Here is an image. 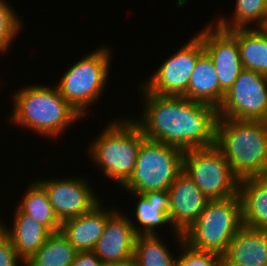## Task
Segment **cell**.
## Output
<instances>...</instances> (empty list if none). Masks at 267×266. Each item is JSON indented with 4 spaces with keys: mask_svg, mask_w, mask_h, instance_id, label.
<instances>
[{
    "mask_svg": "<svg viewBox=\"0 0 267 266\" xmlns=\"http://www.w3.org/2000/svg\"><path fill=\"white\" fill-rule=\"evenodd\" d=\"M19 261H22L11 241L2 234L0 236V266H20Z\"/></svg>",
    "mask_w": 267,
    "mask_h": 266,
    "instance_id": "obj_28",
    "label": "cell"
},
{
    "mask_svg": "<svg viewBox=\"0 0 267 266\" xmlns=\"http://www.w3.org/2000/svg\"><path fill=\"white\" fill-rule=\"evenodd\" d=\"M201 38L196 34L187 44L169 56L161 66L141 85L151 94L183 96L198 58L204 53Z\"/></svg>",
    "mask_w": 267,
    "mask_h": 266,
    "instance_id": "obj_10",
    "label": "cell"
},
{
    "mask_svg": "<svg viewBox=\"0 0 267 266\" xmlns=\"http://www.w3.org/2000/svg\"><path fill=\"white\" fill-rule=\"evenodd\" d=\"M70 266H104L102 261L92 252H78Z\"/></svg>",
    "mask_w": 267,
    "mask_h": 266,
    "instance_id": "obj_29",
    "label": "cell"
},
{
    "mask_svg": "<svg viewBox=\"0 0 267 266\" xmlns=\"http://www.w3.org/2000/svg\"><path fill=\"white\" fill-rule=\"evenodd\" d=\"M137 235L129 216L117 209L107 219L104 232L92 252L103 264L127 261L134 256Z\"/></svg>",
    "mask_w": 267,
    "mask_h": 266,
    "instance_id": "obj_14",
    "label": "cell"
},
{
    "mask_svg": "<svg viewBox=\"0 0 267 266\" xmlns=\"http://www.w3.org/2000/svg\"><path fill=\"white\" fill-rule=\"evenodd\" d=\"M174 239L179 243L180 256L177 257L176 266H217L220 255L213 252L197 251L189 247L183 240V234L173 233ZM182 254V255H181Z\"/></svg>",
    "mask_w": 267,
    "mask_h": 266,
    "instance_id": "obj_27",
    "label": "cell"
},
{
    "mask_svg": "<svg viewBox=\"0 0 267 266\" xmlns=\"http://www.w3.org/2000/svg\"><path fill=\"white\" fill-rule=\"evenodd\" d=\"M223 256L245 266H267V231L243 225Z\"/></svg>",
    "mask_w": 267,
    "mask_h": 266,
    "instance_id": "obj_18",
    "label": "cell"
},
{
    "mask_svg": "<svg viewBox=\"0 0 267 266\" xmlns=\"http://www.w3.org/2000/svg\"><path fill=\"white\" fill-rule=\"evenodd\" d=\"M144 110L133 121L146 139L162 142L186 151L215 144L218 120L215 106L190 100L184 96H161L138 85Z\"/></svg>",
    "mask_w": 267,
    "mask_h": 266,
    "instance_id": "obj_1",
    "label": "cell"
},
{
    "mask_svg": "<svg viewBox=\"0 0 267 266\" xmlns=\"http://www.w3.org/2000/svg\"><path fill=\"white\" fill-rule=\"evenodd\" d=\"M137 266H176L177 256L167 248L159 234H139L134 245Z\"/></svg>",
    "mask_w": 267,
    "mask_h": 266,
    "instance_id": "obj_24",
    "label": "cell"
},
{
    "mask_svg": "<svg viewBox=\"0 0 267 266\" xmlns=\"http://www.w3.org/2000/svg\"><path fill=\"white\" fill-rule=\"evenodd\" d=\"M136 196L138 201L135 206L134 220L131 218L130 222L134 227L135 232L139 234H153L156 235V230L162 225L168 224L171 226L168 213L170 210L169 193L163 191H149L144 194L132 193ZM137 221L138 223H133ZM139 225V226H137Z\"/></svg>",
    "mask_w": 267,
    "mask_h": 266,
    "instance_id": "obj_17",
    "label": "cell"
},
{
    "mask_svg": "<svg viewBox=\"0 0 267 266\" xmlns=\"http://www.w3.org/2000/svg\"><path fill=\"white\" fill-rule=\"evenodd\" d=\"M3 234L2 222L0 221V236Z\"/></svg>",
    "mask_w": 267,
    "mask_h": 266,
    "instance_id": "obj_33",
    "label": "cell"
},
{
    "mask_svg": "<svg viewBox=\"0 0 267 266\" xmlns=\"http://www.w3.org/2000/svg\"><path fill=\"white\" fill-rule=\"evenodd\" d=\"M242 226L239 195L209 200L197 220L183 233V240L194 250L222 256Z\"/></svg>",
    "mask_w": 267,
    "mask_h": 266,
    "instance_id": "obj_5",
    "label": "cell"
},
{
    "mask_svg": "<svg viewBox=\"0 0 267 266\" xmlns=\"http://www.w3.org/2000/svg\"><path fill=\"white\" fill-rule=\"evenodd\" d=\"M228 31L237 39L243 68L267 76V35L255 26Z\"/></svg>",
    "mask_w": 267,
    "mask_h": 266,
    "instance_id": "obj_21",
    "label": "cell"
},
{
    "mask_svg": "<svg viewBox=\"0 0 267 266\" xmlns=\"http://www.w3.org/2000/svg\"><path fill=\"white\" fill-rule=\"evenodd\" d=\"M17 207L35 221L46 226L52 233L59 232L61 222L58 220L45 188L33 180Z\"/></svg>",
    "mask_w": 267,
    "mask_h": 266,
    "instance_id": "obj_22",
    "label": "cell"
},
{
    "mask_svg": "<svg viewBox=\"0 0 267 266\" xmlns=\"http://www.w3.org/2000/svg\"><path fill=\"white\" fill-rule=\"evenodd\" d=\"M13 95L10 123L57 138L82 116L59 94L56 86L31 85ZM68 127V128H67Z\"/></svg>",
    "mask_w": 267,
    "mask_h": 266,
    "instance_id": "obj_3",
    "label": "cell"
},
{
    "mask_svg": "<svg viewBox=\"0 0 267 266\" xmlns=\"http://www.w3.org/2000/svg\"><path fill=\"white\" fill-rule=\"evenodd\" d=\"M217 266H245V265H241L238 264L236 262H231L228 259H226L223 255L220 257V260L218 262Z\"/></svg>",
    "mask_w": 267,
    "mask_h": 266,
    "instance_id": "obj_31",
    "label": "cell"
},
{
    "mask_svg": "<svg viewBox=\"0 0 267 266\" xmlns=\"http://www.w3.org/2000/svg\"><path fill=\"white\" fill-rule=\"evenodd\" d=\"M11 228L2 224L3 234L11 241L22 263L35 254L52 232L43 224L23 213L17 206Z\"/></svg>",
    "mask_w": 267,
    "mask_h": 266,
    "instance_id": "obj_16",
    "label": "cell"
},
{
    "mask_svg": "<svg viewBox=\"0 0 267 266\" xmlns=\"http://www.w3.org/2000/svg\"><path fill=\"white\" fill-rule=\"evenodd\" d=\"M183 171L209 200L238 195L240 179L215 146L184 151Z\"/></svg>",
    "mask_w": 267,
    "mask_h": 266,
    "instance_id": "obj_8",
    "label": "cell"
},
{
    "mask_svg": "<svg viewBox=\"0 0 267 266\" xmlns=\"http://www.w3.org/2000/svg\"><path fill=\"white\" fill-rule=\"evenodd\" d=\"M21 20L6 0H0V53L11 47L21 29Z\"/></svg>",
    "mask_w": 267,
    "mask_h": 266,
    "instance_id": "obj_26",
    "label": "cell"
},
{
    "mask_svg": "<svg viewBox=\"0 0 267 266\" xmlns=\"http://www.w3.org/2000/svg\"><path fill=\"white\" fill-rule=\"evenodd\" d=\"M238 195L243 225L267 231V176L241 179Z\"/></svg>",
    "mask_w": 267,
    "mask_h": 266,
    "instance_id": "obj_19",
    "label": "cell"
},
{
    "mask_svg": "<svg viewBox=\"0 0 267 266\" xmlns=\"http://www.w3.org/2000/svg\"><path fill=\"white\" fill-rule=\"evenodd\" d=\"M104 266H137L134 258H131L127 261L120 262V263H109L104 264Z\"/></svg>",
    "mask_w": 267,
    "mask_h": 266,
    "instance_id": "obj_30",
    "label": "cell"
},
{
    "mask_svg": "<svg viewBox=\"0 0 267 266\" xmlns=\"http://www.w3.org/2000/svg\"><path fill=\"white\" fill-rule=\"evenodd\" d=\"M224 95L225 93L220 89L213 61L204 52L197 60L190 76L188 90L183 96L218 108Z\"/></svg>",
    "mask_w": 267,
    "mask_h": 266,
    "instance_id": "obj_20",
    "label": "cell"
},
{
    "mask_svg": "<svg viewBox=\"0 0 267 266\" xmlns=\"http://www.w3.org/2000/svg\"><path fill=\"white\" fill-rule=\"evenodd\" d=\"M46 190L53 210L62 223L89 212L101 200L82 177L37 180Z\"/></svg>",
    "mask_w": 267,
    "mask_h": 266,
    "instance_id": "obj_11",
    "label": "cell"
},
{
    "mask_svg": "<svg viewBox=\"0 0 267 266\" xmlns=\"http://www.w3.org/2000/svg\"><path fill=\"white\" fill-rule=\"evenodd\" d=\"M111 49L102 46L82 56L57 82L59 94L82 116L103 93L111 69Z\"/></svg>",
    "mask_w": 267,
    "mask_h": 266,
    "instance_id": "obj_6",
    "label": "cell"
},
{
    "mask_svg": "<svg viewBox=\"0 0 267 266\" xmlns=\"http://www.w3.org/2000/svg\"><path fill=\"white\" fill-rule=\"evenodd\" d=\"M144 139L142 130L131 118L115 120L93 139L89 155L109 180L122 186L132 175Z\"/></svg>",
    "mask_w": 267,
    "mask_h": 266,
    "instance_id": "obj_4",
    "label": "cell"
},
{
    "mask_svg": "<svg viewBox=\"0 0 267 266\" xmlns=\"http://www.w3.org/2000/svg\"><path fill=\"white\" fill-rule=\"evenodd\" d=\"M183 156L184 151L178 147L145 138L132 175L122 187L137 194L168 191L183 171Z\"/></svg>",
    "mask_w": 267,
    "mask_h": 266,
    "instance_id": "obj_7",
    "label": "cell"
},
{
    "mask_svg": "<svg viewBox=\"0 0 267 266\" xmlns=\"http://www.w3.org/2000/svg\"><path fill=\"white\" fill-rule=\"evenodd\" d=\"M168 217L174 233L183 234L197 220L209 199L189 175L182 171L168 189Z\"/></svg>",
    "mask_w": 267,
    "mask_h": 266,
    "instance_id": "obj_13",
    "label": "cell"
},
{
    "mask_svg": "<svg viewBox=\"0 0 267 266\" xmlns=\"http://www.w3.org/2000/svg\"><path fill=\"white\" fill-rule=\"evenodd\" d=\"M265 35H267V13L265 14L262 24L258 27Z\"/></svg>",
    "mask_w": 267,
    "mask_h": 266,
    "instance_id": "obj_32",
    "label": "cell"
},
{
    "mask_svg": "<svg viewBox=\"0 0 267 266\" xmlns=\"http://www.w3.org/2000/svg\"><path fill=\"white\" fill-rule=\"evenodd\" d=\"M218 118L267 122V76L243 69L217 108Z\"/></svg>",
    "mask_w": 267,
    "mask_h": 266,
    "instance_id": "obj_9",
    "label": "cell"
},
{
    "mask_svg": "<svg viewBox=\"0 0 267 266\" xmlns=\"http://www.w3.org/2000/svg\"><path fill=\"white\" fill-rule=\"evenodd\" d=\"M211 22L197 35L202 40L204 51L213 61L220 89L226 93L244 68L237 39L228 30L214 25L215 20Z\"/></svg>",
    "mask_w": 267,
    "mask_h": 266,
    "instance_id": "obj_12",
    "label": "cell"
},
{
    "mask_svg": "<svg viewBox=\"0 0 267 266\" xmlns=\"http://www.w3.org/2000/svg\"><path fill=\"white\" fill-rule=\"evenodd\" d=\"M78 251L59 231L52 233L43 246L24 262V266H70Z\"/></svg>",
    "mask_w": 267,
    "mask_h": 266,
    "instance_id": "obj_23",
    "label": "cell"
},
{
    "mask_svg": "<svg viewBox=\"0 0 267 266\" xmlns=\"http://www.w3.org/2000/svg\"><path fill=\"white\" fill-rule=\"evenodd\" d=\"M102 203L89 212L61 223L60 232L78 252L92 251L104 232L107 219L118 209L106 210Z\"/></svg>",
    "mask_w": 267,
    "mask_h": 266,
    "instance_id": "obj_15",
    "label": "cell"
},
{
    "mask_svg": "<svg viewBox=\"0 0 267 266\" xmlns=\"http://www.w3.org/2000/svg\"><path fill=\"white\" fill-rule=\"evenodd\" d=\"M234 9L232 18L226 19L220 16L215 24L222 29L233 30L237 28H249V23L256 22L254 24L258 28L267 13V0H236Z\"/></svg>",
    "mask_w": 267,
    "mask_h": 266,
    "instance_id": "obj_25",
    "label": "cell"
},
{
    "mask_svg": "<svg viewBox=\"0 0 267 266\" xmlns=\"http://www.w3.org/2000/svg\"><path fill=\"white\" fill-rule=\"evenodd\" d=\"M214 146L241 180L267 176V122L218 118Z\"/></svg>",
    "mask_w": 267,
    "mask_h": 266,
    "instance_id": "obj_2",
    "label": "cell"
}]
</instances>
